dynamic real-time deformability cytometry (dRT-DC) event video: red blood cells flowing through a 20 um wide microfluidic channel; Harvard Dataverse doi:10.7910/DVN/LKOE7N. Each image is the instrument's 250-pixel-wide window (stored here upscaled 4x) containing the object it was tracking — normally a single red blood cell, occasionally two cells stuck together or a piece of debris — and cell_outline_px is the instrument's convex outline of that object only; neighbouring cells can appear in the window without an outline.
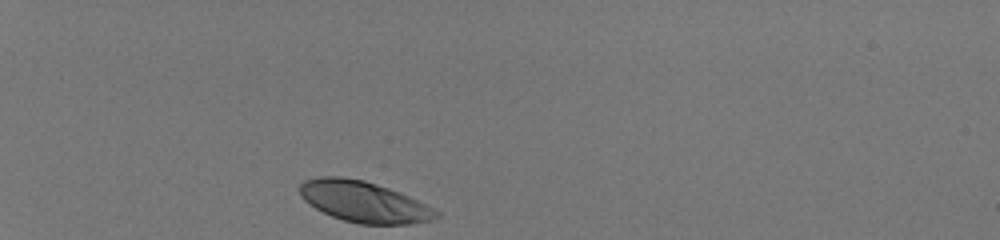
{"species": "human", "species_latin": "Homo sapiens", "temperature_condition": "room temperature", "stored_images_in_passage": 32, "camera_frame_rate_fps": 3000, "um_per_image_px": 0.085, "donor": {"sex": "male"}, "frame": {"image": 1, "passage_image": 1, "time_ms": 0.0, "image_size_px": [1000, 240], "cell_outline_px": [[440, 216], [436, 220], [408, 224], [360, 224], [344, 220], [332, 216], [308, 204], [300, 196], [300, 184], [304, 180], [320, 176], [340, 176], [364, 180], [400, 192], [440, 212]], "centroid_in_image_um": [30.93, 17.15], "position_along_channel_um": 54.1, "area_um2": 32.54}}
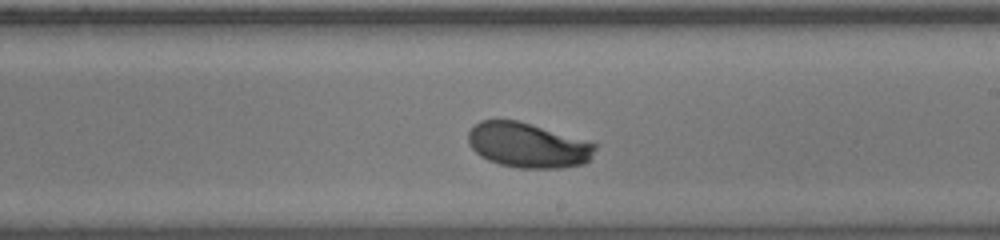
{"frame": {"image": 2, "passage_image": 19, "time_ms": 6.0, "image_size_px": [1000, 240], "cell_outline_px": [[596, 148], [592, 156], [584, 164], [560, 168], [516, 168], [500, 164], [488, 160], [480, 156], [472, 148], [468, 140], [468, 132], [480, 120], [516, 120], [596, 144]], "centroid_in_image_um": [44.83, 12.36], "position_along_channel_um": 244.2, "area_um2": 32.71}}
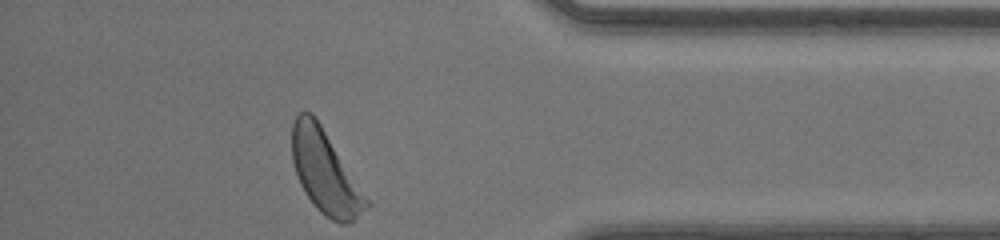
{"frame": {"image": 3, "passage_image": 32, "time_ms": 10.333, "image_size_px": [1000, 240], "cell_outline_px": [[372, 204], [368, 208], [348, 224], [340, 224], [324, 216], [316, 208], [300, 184], [292, 160], [292, 124], [296, 116], [300, 112], [312, 112], [320, 124]], "centroid_in_image_um": [27.64, 14.65], "position_along_channel_um": 407.6, "area_um2": 35.49}, "authors_computed_cell_mechanics": {"area_um2": 33.2639, "velocity_mm_per_s": 4.0986, "shape_relaxation_time_tau1_ms": 2.0893, "shape_relaxation_time_tau2_ms": null, "deformation_change_tau1": 0.1528, "deformation_change_tau2": null}}